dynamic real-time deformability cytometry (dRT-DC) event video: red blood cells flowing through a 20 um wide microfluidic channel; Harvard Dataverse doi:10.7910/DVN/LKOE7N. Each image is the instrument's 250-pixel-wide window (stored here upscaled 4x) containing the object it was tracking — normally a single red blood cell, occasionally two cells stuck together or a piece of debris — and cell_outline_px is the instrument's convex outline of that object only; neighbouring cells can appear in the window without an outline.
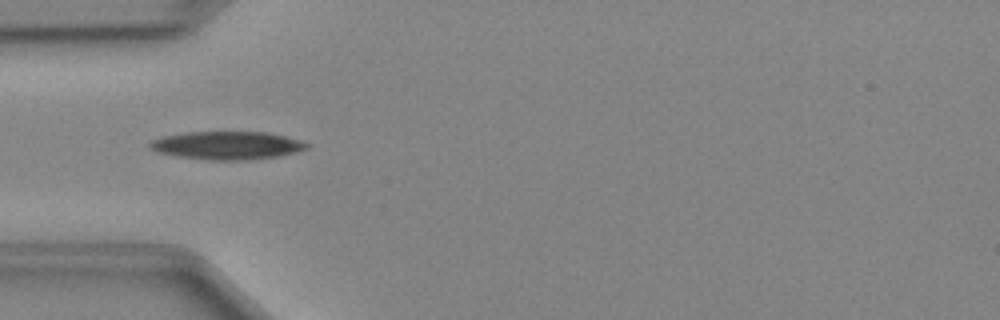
{"species": "Egyptian fruit bat (a non-hibernating species)", "species_latin": "Rousettus aegyptiacus", "temperature_condition": "cold", "stored_images_in_passage": 35, "camera_frame_rate_fps": 3000, "um_per_image_px": 0.085, "animal": {"sex": "female"}, "frame": {"image": 1, "passage_image": 4, "time_ms": 1.0, "image_size_px": [1000, 320], "cell_outline_px": [[308, 148], [296, 152], [280, 156], [248, 160], [208, 160], [176, 156], [160, 152], [148, 148], [148, 144], [152, 140], [164, 136], [184, 132], [264, 132], [284, 136], [300, 140], [308, 144]], "centroid_in_image_um": [19.29, 12.36], "position_along_channel_um": 65.7, "area_um2": 25.66}}
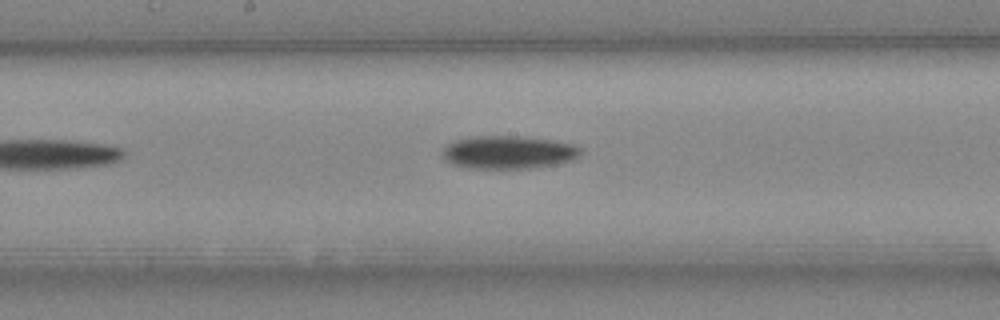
{"frame": {"image": 2, "passage_image": 14, "time_ms": 4.333, "image_size_px": [1000, 320], "cell_outline_px": [[580, 156], [572, 160], [556, 164], [536, 168], [468, 168], [452, 164], [444, 156], [444, 148], [448, 144], [456, 140], [472, 136], [524, 136], [552, 140], [572, 144], [580, 148]], "centroid_in_image_um": [43.25, 12.94], "position_along_channel_um": 205.0, "area_um2": 26.47}}
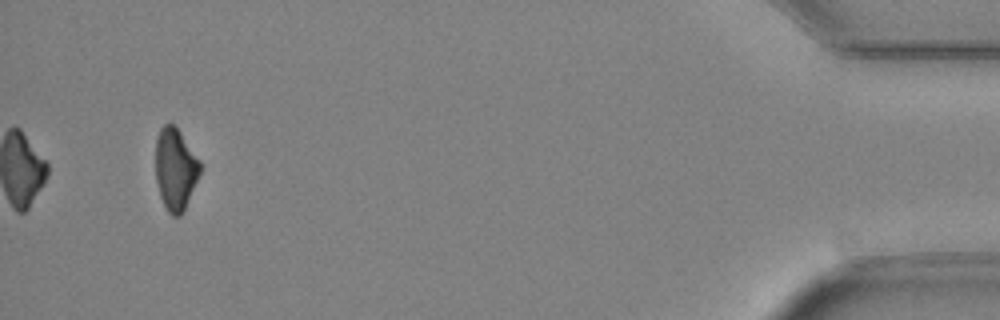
{"frame": {"image": 3, "passage_image": 35, "time_ms": 11.333, "image_size_px": [1000, 320], "cell_outline_px": [[200, 176], [184, 212], [180, 216], [172, 216], [168, 212], [160, 196], [156, 180], [156, 140], [160, 128], [164, 124], [172, 124], [176, 128], [200, 160]], "centroid_in_image_um": [14.92, 14.42], "position_along_channel_um": 420.3, "area_um2": 21.21}}